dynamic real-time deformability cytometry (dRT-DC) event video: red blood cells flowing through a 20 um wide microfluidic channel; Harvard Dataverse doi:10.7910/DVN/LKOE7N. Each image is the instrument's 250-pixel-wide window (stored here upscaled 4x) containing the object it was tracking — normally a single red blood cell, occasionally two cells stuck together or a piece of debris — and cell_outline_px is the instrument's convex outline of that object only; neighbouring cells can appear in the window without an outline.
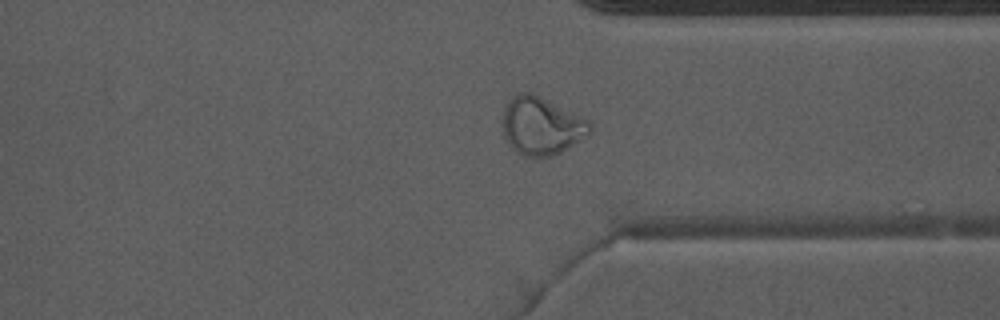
{"species": "Egyptian fruit bat (a non-hibernating species)", "species_latin": "Rousettus aegyptiacus", "temperature_condition": "warm", "stored_images_in_passage": 36, "camera_frame_rate_fps": 3000, "um_per_image_px": 0.085, "animal": {"sex": "male"}, "frame": {"image": 1, "passage_image": 31, "time_ms": 10.0, "image_size_px": [1000, 320], "cell_outline_px": [[592, 132], [588, 136], [560, 152], [552, 156], [528, 156], [516, 152], [508, 144], [504, 132], [504, 108], [508, 100], [516, 92], [528, 92], [540, 96], [588, 120], [592, 124]], "centroid_in_image_um": [46.03, 10.69], "position_along_channel_um": 365.4, "area_um2": 29.19}}